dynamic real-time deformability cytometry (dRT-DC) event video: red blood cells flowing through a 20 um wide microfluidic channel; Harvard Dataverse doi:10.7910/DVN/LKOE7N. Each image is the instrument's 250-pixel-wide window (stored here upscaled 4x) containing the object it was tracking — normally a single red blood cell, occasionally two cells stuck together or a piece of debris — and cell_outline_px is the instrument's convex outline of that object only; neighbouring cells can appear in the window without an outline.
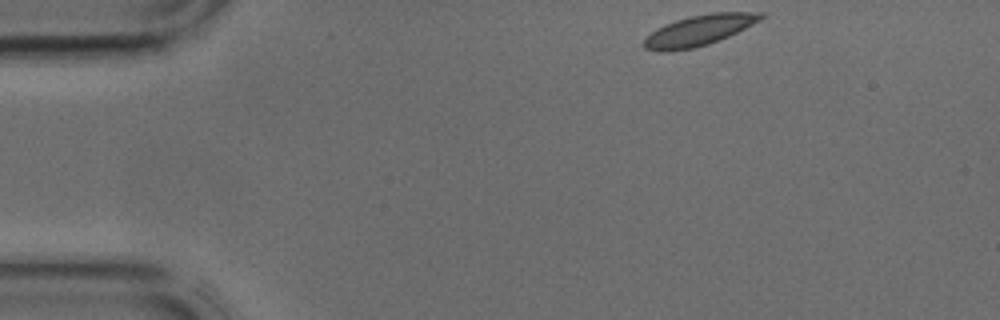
{"species": "common noctule bat (a hibernating species)", "species_latin": "Nyctalus noctula", "temperature_condition": "cold", "stored_images_in_passage": 38, "camera_frame_rate_fps": 3000, "um_per_image_px": 0.085, "animal": {"sex": "male", "body_mass_g": 17.9, "forearm_length_mm": 54.2}, "frame": {"image": 1, "passage_image": 1, "time_ms": 0.0, "image_size_px": [1000, 320], "cell_outline_px": [[764, 16], [760, 20], [728, 36], [708, 44], [692, 48], [668, 52], [660, 52], [644, 48], [644, 40], [656, 28], [664, 24], [676, 20], [692, 16], [712, 12], [764, 12]], "centroid_in_image_um": [59.4, 2.58], "position_along_channel_um": 25.6, "area_um2": 20.58}}
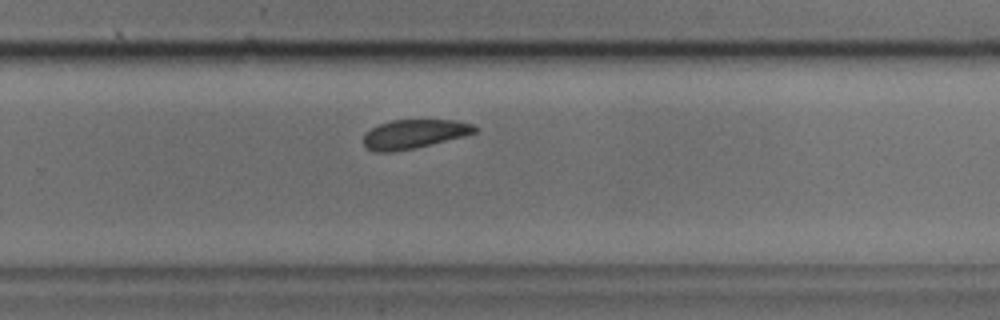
{"frame": {"image": 2, "passage_image": 23, "time_ms": 7.333, "image_size_px": [1000, 320], "cell_outline_px": [[480, 128], [476, 132], [464, 136], [412, 148], [392, 152], [376, 152], [368, 148], [364, 144], [364, 132], [380, 124], [392, 120], [456, 120], [472, 124]], "centroid_in_image_um": [35.21, 11.38], "position_along_channel_um": 294.6, "area_um2": 18.61}}
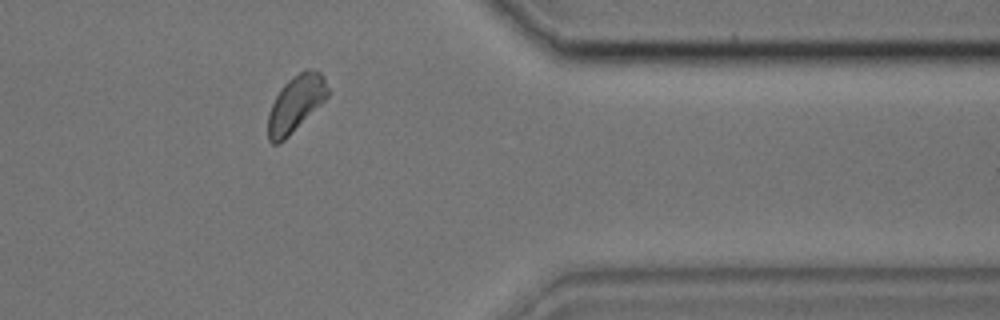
{"frame": {"image": 3, "passage_image": 30, "time_ms": 9.667, "image_size_px": [1000, 320], "cell_outline_px": [[328, 96], [284, 140], [276, 144], [272, 144], [268, 140], [268, 112], [280, 88], [288, 80], [304, 68], [308, 68], [320, 72], [324, 76], [328, 88]], "centroid_in_image_um": [25.12, 8.78], "position_along_channel_um": 386.3, "area_um2": 19.36}}